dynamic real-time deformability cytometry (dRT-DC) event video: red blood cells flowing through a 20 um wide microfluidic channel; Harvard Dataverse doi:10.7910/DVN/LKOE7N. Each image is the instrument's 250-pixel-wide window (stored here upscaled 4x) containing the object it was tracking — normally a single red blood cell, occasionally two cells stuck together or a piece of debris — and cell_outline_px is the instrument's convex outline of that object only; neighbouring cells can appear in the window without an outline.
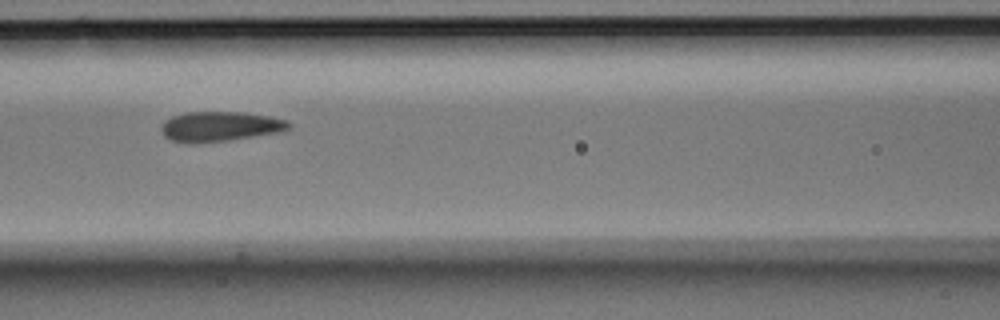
{"species": "Egyptian fruit bat (a non-hibernating species)", "species_latin": "Rousettus aegyptiacus", "temperature_condition": "room temperature", "stored_images_in_passage": 10, "camera_frame_rate_fps": 3000, "um_per_image_px": 0.085, "animal": {"sex": "male"}, "frame": {"image": 1, "passage_image": 6, "time_ms": 1.667, "image_size_px": [1000, 320], "cell_outline_px": [[292, 128], [280, 132], [228, 140], [196, 144], [188, 144], [172, 140], [164, 136], [160, 128], [160, 124], [164, 120], [172, 116], [188, 112], [244, 112], [268, 116], [288, 120], [292, 124]], "centroid_in_image_um": [18.69, 10.75], "position_along_channel_um": 147.9, "area_um2": 22.54}}
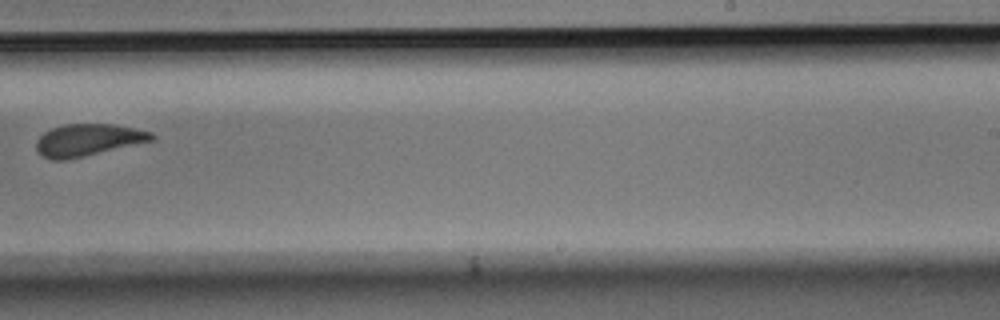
{"frame": {"image": 2, "passage_image": 9, "time_ms": 2.667, "image_size_px": [1000, 320], "cell_outline_px": [[156, 140], [64, 160], [52, 160], [44, 156], [36, 148], [36, 140], [44, 132], [52, 128], [64, 124], [116, 124], [152, 132], [156, 136]], "centroid_in_image_um": [7.51, 11.88], "position_along_channel_um": 281.5, "area_um2": 21.44}}
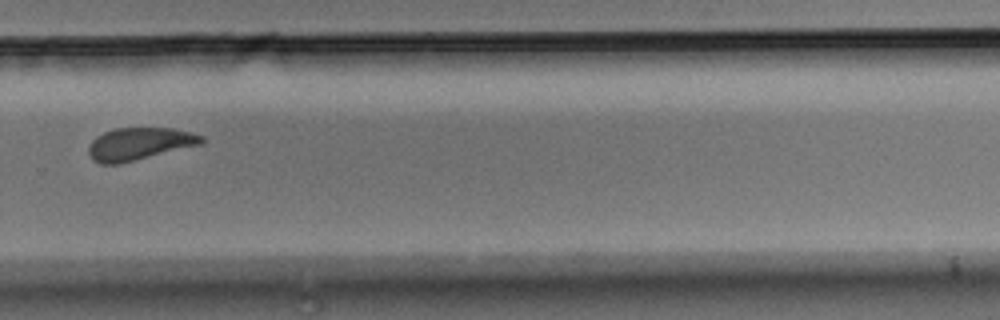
{"frame": {"image": 3, "passage_image": 10, "time_ms": 3.0, "image_size_px": [1000, 320], "cell_outline_px": [[204, 144], [120, 164], [100, 164], [92, 160], [88, 152], [88, 144], [96, 136], [104, 132], [116, 128], [172, 128], [204, 136]], "centroid_in_image_um": [11.83, 12.24], "position_along_channel_um": 318.0, "area_um2": 21.62}}